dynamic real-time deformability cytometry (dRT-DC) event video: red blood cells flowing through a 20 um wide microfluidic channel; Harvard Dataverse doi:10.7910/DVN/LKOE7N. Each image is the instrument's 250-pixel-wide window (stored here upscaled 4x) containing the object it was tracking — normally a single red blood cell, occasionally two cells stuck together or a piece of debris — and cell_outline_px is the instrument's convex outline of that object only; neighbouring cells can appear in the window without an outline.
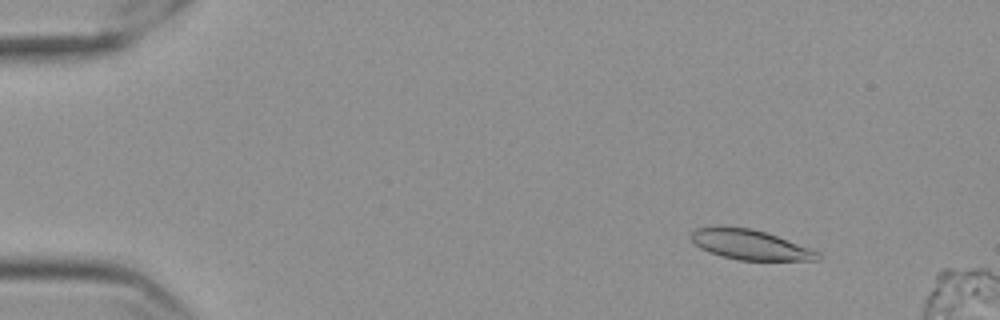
{"species": "Egyptian fruit bat (a non-hibernating species)", "species_latin": "Rousettus aegyptiacus", "temperature_condition": "cold", "stored_images_in_passage": 59, "camera_frame_rate_fps": 3000, "um_per_image_px": 0.085, "frame": {"image": 1, "passage_image": 8, "time_ms": 2.333, "image_size_px": [1000, 320], "cell_outline_px": [[820, 260], [740, 260], [724, 256], [700, 248], [688, 236], [696, 228], [752, 228], [768, 232], [812, 248], [820, 252]], "centroid_in_image_um": [63.85, 20.81], "position_along_channel_um": 21.1, "area_um2": 21.79}}
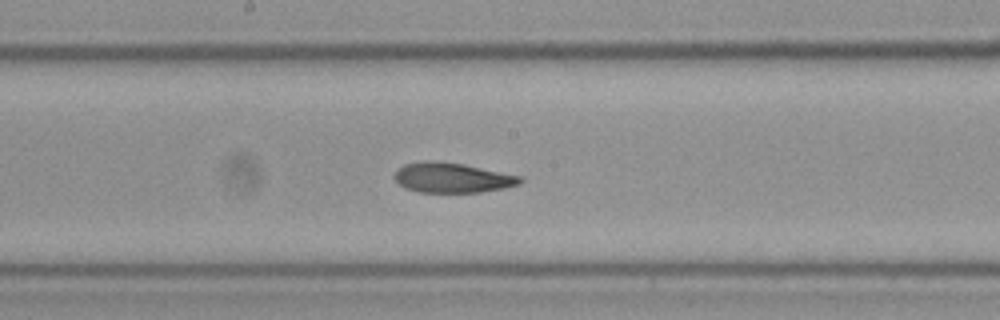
{"frame": {"image": 2, "passage_image": 32, "time_ms": 10.333, "image_size_px": [1000, 320], "cell_outline_px": [[524, 180], [520, 184], [504, 188], [480, 192], [420, 192], [404, 188], [392, 176], [396, 168], [404, 164], [428, 160], [464, 164], [524, 176]], "centroid_in_image_um": [38.45, 15.1], "position_along_channel_um": 209.8, "area_um2": 22.2}}
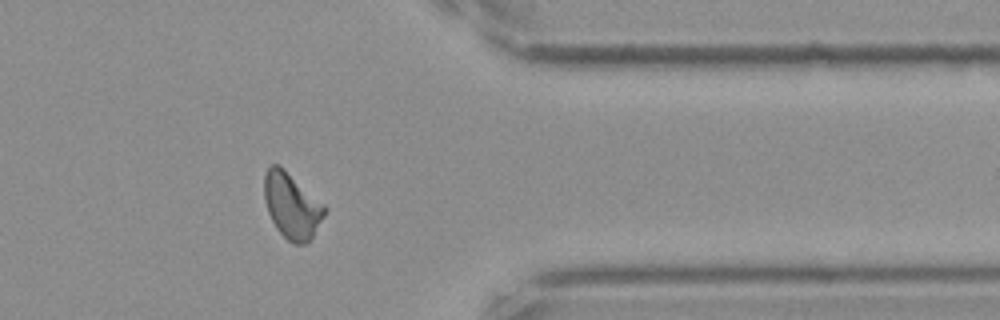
{"frame": {"image": 3, "passage_image": 48, "time_ms": 15.667, "image_size_px": [1000, 320], "cell_outline_px": [[328, 208], [324, 216], [308, 244], [296, 244], [288, 240], [276, 228], [268, 212], [264, 200], [264, 172], [272, 164], [280, 164], [324, 204]], "centroid_in_image_um": [24.8, 17.46], "position_along_channel_um": 386.6, "area_um2": 23.18}, "authors_computed_cell_mechanics": {"area_um2": 22.542, "velocity_mm_per_s": 3.5468, "shape_relaxation_time_tau1_ms": 8.497, "shape_relaxation_time_tau2_ms": 6.9685, "deformation_change_tau1": 0.1885, "deformation_change_tau2": 0.1282}}